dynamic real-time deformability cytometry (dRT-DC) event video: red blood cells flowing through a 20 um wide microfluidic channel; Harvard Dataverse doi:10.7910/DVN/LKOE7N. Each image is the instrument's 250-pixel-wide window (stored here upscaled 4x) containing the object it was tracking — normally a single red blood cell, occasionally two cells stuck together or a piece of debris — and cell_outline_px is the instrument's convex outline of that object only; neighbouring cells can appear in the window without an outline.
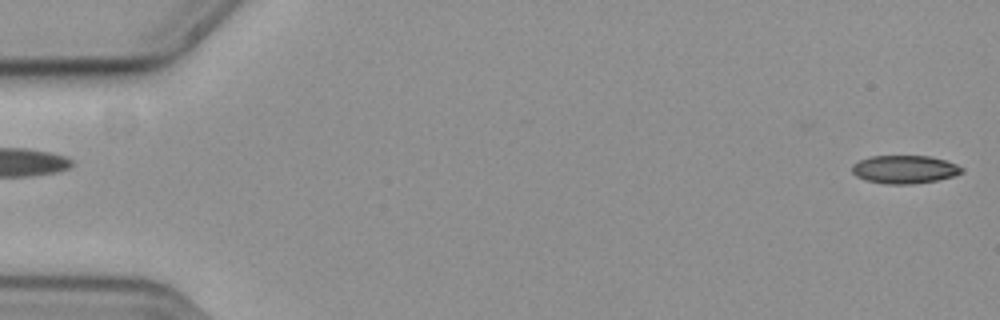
{"species": "common noctule bat (a hibernating species)", "species_latin": "Nyctalus noctula", "temperature_condition": "cold", "stored_images_in_passage": 58, "camera_frame_rate_fps": 3000, "um_per_image_px": 0.085, "animal": {"sex": "female", "body_mass_g": 19.3, "forearm_length_mm": 54.1}, "frame": {"image": 1, "passage_image": 2, "time_ms": 0.333, "image_size_px": [1000, 320], "cell_outline_px": [[964, 172], [952, 176], [936, 180], [912, 184], [888, 184], [864, 180], [856, 176], [852, 172], [852, 164], [860, 160], [872, 156], [928, 156], [944, 160], [956, 164], [964, 168]], "centroid_in_image_um": [76.87, 14.4], "position_along_channel_um": 8.1, "area_um2": 17.92}}
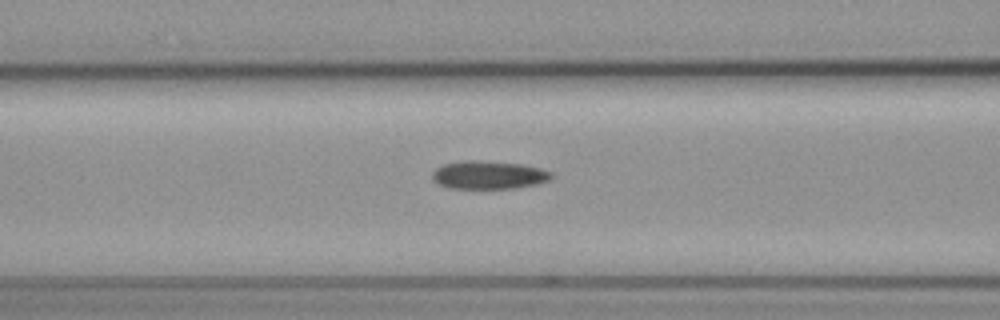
{"frame": {"image": 2, "passage_image": 24, "time_ms": 7.667, "image_size_px": [1000, 320], "cell_outline_px": [[552, 176], [548, 180], [536, 184], [512, 188], [448, 188], [432, 180], [432, 172], [436, 168], [444, 164], [464, 160], [476, 160], [520, 164], [540, 168], [552, 172]], "centroid_in_image_um": [41.5, 14.87], "position_along_channel_um": 125.1, "area_um2": 19.36}}
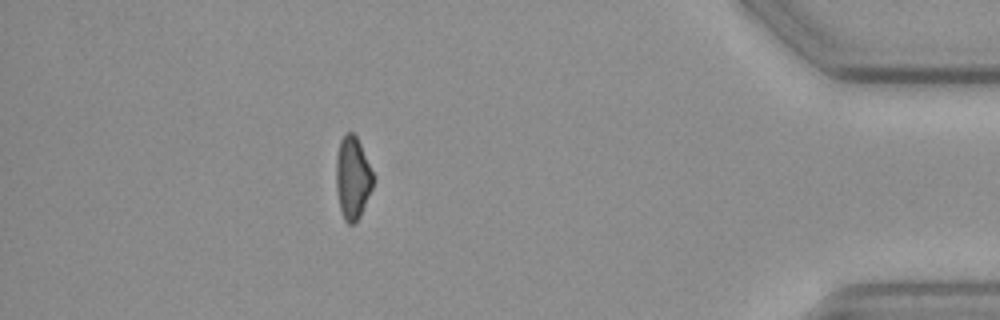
{"frame": {"image": 3, "passage_image": 51, "time_ms": 16.667, "image_size_px": [1000, 320], "cell_outline_px": [[376, 176], [372, 188], [360, 216], [352, 224], [348, 224], [344, 220], [340, 208], [336, 188], [336, 156], [340, 140], [348, 132], [352, 132], [356, 136]], "centroid_in_image_um": [29.99, 15.11], "position_along_channel_um": 405.2, "area_um2": 17.92}}